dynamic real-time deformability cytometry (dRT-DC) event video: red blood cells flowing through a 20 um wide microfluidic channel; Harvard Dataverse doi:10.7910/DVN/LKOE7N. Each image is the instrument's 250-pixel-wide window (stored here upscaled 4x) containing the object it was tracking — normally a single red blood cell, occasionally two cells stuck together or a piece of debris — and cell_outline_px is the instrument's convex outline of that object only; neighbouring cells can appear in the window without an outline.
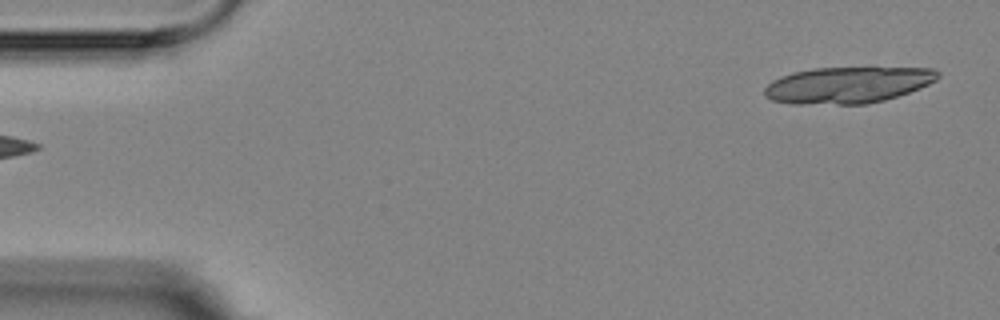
{"species": "Egyptian fruit bat (a non-hibernating species)", "species_latin": "Rousettus aegyptiacus", "temperature_condition": "room temperature", "stored_images_in_passage": 5, "segment_of_instrument_passage": [2, 2], "camera_frame_rate_fps": 3000, "um_per_image_px": 0.085, "animal": {"sex": "female"}, "frame": {"image": 1, "passage_image": 5, "time_ms": 6.333, "image_size_px": [1000, 320], "cell_outline_px": [[940, 76], [936, 80], [920, 88], [884, 100], [868, 104], [792, 104], [772, 100], [764, 96], [764, 88], [772, 80], [780, 76], [792, 72], [812, 68], [936, 68], [940, 72]], "centroid_in_image_um": [72.03, 7.22], "position_along_channel_um": 13.0, "area_um2": 36.88}}